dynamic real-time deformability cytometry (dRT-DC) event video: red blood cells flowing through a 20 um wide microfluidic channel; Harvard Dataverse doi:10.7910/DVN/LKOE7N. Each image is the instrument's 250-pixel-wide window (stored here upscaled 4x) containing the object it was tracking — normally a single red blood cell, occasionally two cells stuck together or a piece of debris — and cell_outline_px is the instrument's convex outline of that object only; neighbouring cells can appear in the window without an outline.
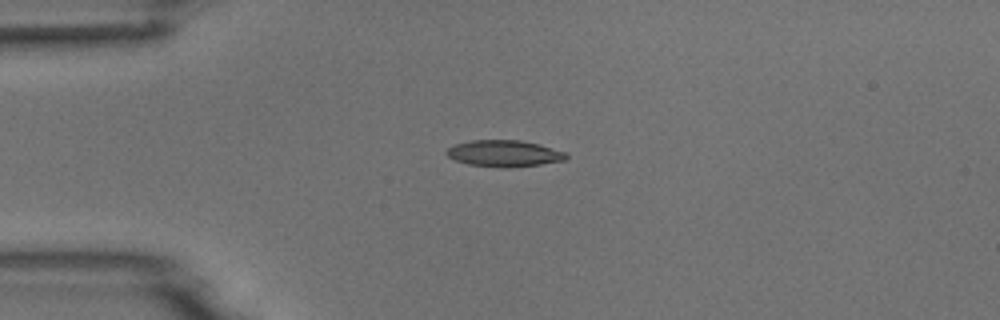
{"species": "common noctule bat (a hibernating species)", "species_latin": "Nyctalus noctula", "temperature_condition": "room temperature", "stored_images_in_passage": 5, "camera_frame_rate_fps": 3000, "um_per_image_px": 0.085, "animal": {"sex": "male", "body_mass_g": 18.8}, "frame": {"image": 1, "passage_image": 3, "time_ms": 2.333, "image_size_px": [1000, 320], "cell_outline_px": [[568, 156], [564, 160], [540, 164], [504, 168], [468, 164], [456, 160], [448, 156], [444, 152], [448, 148], [456, 144], [472, 140], [520, 140], [568, 152]], "centroid_in_image_um": [42.85, 13.04], "position_along_channel_um": 42.2, "area_um2": 18.26}}